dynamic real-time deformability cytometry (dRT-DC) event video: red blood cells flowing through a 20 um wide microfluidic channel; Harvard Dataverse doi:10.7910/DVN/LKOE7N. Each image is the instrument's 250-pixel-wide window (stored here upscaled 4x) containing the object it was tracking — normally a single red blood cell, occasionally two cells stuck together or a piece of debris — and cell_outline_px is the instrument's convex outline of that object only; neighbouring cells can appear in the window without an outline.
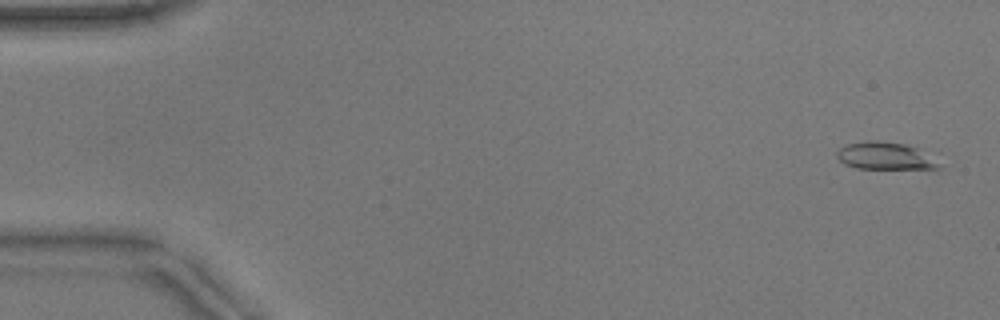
{"species": "common noctule bat (a hibernating species)", "species_latin": "Nyctalus noctula", "temperature_condition": "warm", "stored_images_in_passage": 52, "camera_frame_rate_fps": 3000, "um_per_image_px": 0.085, "animal": {"sex": "male", "body_mass_g": 17.9}, "frame": {"image": 1, "passage_image": 2, "time_ms": 0.333, "image_size_px": [1000, 320], "cell_outline_px": [[940, 168], [856, 168], [844, 164], [836, 156], [836, 152], [844, 144], [868, 140], [876, 140], [904, 144], [916, 148], [936, 164]], "centroid_in_image_um": [75.05, 13.23], "position_along_channel_um": 10.0, "area_um2": 15.61}}
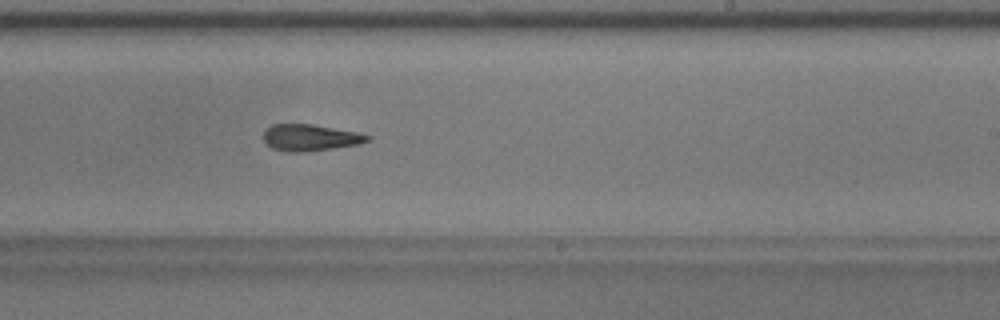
{"frame": {"image": 2, "passage_image": 32, "time_ms": 10.333, "image_size_px": [1000, 320], "cell_outline_px": [[372, 140], [360, 144], [332, 148], [300, 152], [292, 152], [272, 148], [264, 140], [264, 132], [272, 124], [312, 124], [356, 132], [372, 136]], "centroid_in_image_um": [26.41, 11.69], "position_along_channel_um": 262.6, "area_um2": 15.9}}
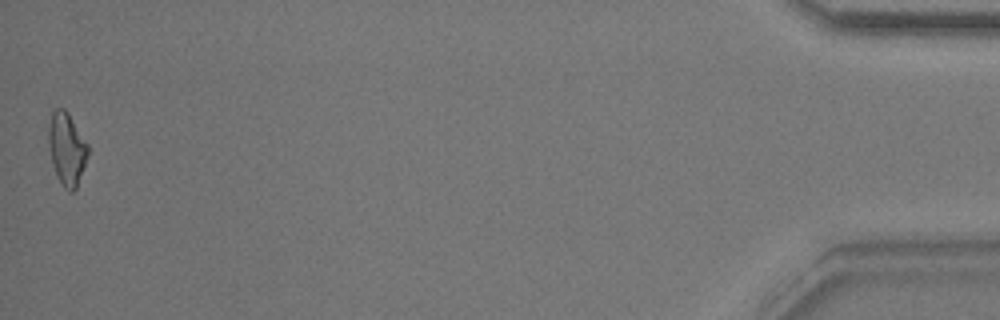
{"frame": {"image": 3, "passage_image": 52, "time_ms": 17.0, "image_size_px": [1000, 320], "cell_outline_px": [[88, 156], [76, 188], [72, 192], [68, 192], [64, 188], [56, 176], [52, 164], [48, 140], [48, 128], [52, 112], [56, 108], [64, 108], [68, 112], [88, 144]], "centroid_in_image_um": [5.67, 12.66], "position_along_channel_um": 429.5, "area_um2": 16.7}, "authors_computed_cell_mechanics": {"area_um2": 16.2129, "velocity_mm_per_s": 3.8829, "shape_relaxation_time_tau1_ms": 5.507, "shape_relaxation_time_tau2_ms": 4.18, "deformation_change_tau1": 0.2108, "deformation_change_tau2": 0.1614}}